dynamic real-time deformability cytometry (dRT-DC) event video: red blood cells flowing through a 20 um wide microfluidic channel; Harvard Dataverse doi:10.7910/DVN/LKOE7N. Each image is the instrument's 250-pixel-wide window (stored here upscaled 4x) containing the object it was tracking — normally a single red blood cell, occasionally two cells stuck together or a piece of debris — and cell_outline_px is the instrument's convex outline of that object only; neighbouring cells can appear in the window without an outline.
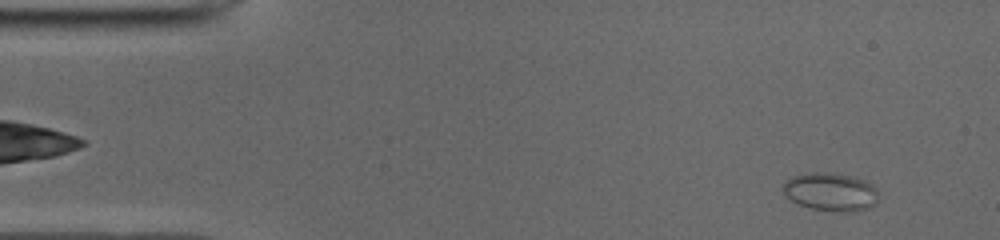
{"species": "common noctule bat (a hibernating species)", "species_latin": "Nyctalus noctula", "temperature_condition": "cold", "stored_images_in_passage": 50, "camera_frame_rate_fps": 3000, "um_per_image_px": 0.085, "animal": {"sex": "male", "body_mass_g": 19.0, "forearm_length_mm": 50.8}, "frame": {"image": 1, "passage_image": 3, "time_ms": 0.667, "image_size_px": [1000, 240], "cell_outline_px": [[876, 204], [868, 208], [856, 212], [840, 212], [812, 208], [800, 204], [792, 200], [784, 192], [784, 180], [792, 176], [812, 172], [828, 172], [856, 176], [864, 180], [876, 188]], "centroid_in_image_um": [70.63, 16.3], "position_along_channel_um": 14.4, "area_um2": 21.21}}
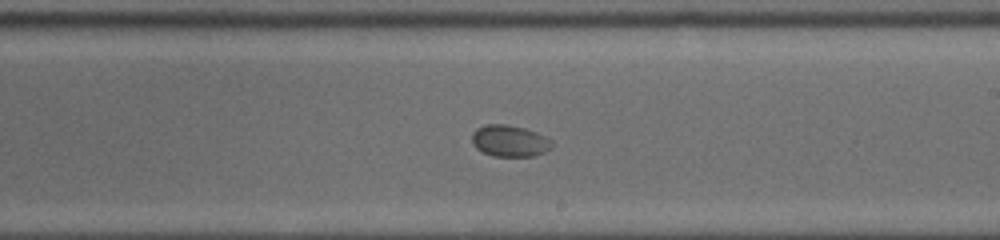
{"frame": {"image": 2, "passage_image": 28, "time_ms": 9.0, "image_size_px": [1000, 240], "cell_outline_px": [[552, 148], [536, 156], [492, 156], [476, 148], [472, 144], [472, 132], [476, 128], [484, 124], [504, 124], [524, 128], [536, 132], [552, 140]], "centroid_in_image_um": [43.31, 11.97], "position_along_channel_um": 245.7, "area_um2": 14.8}}
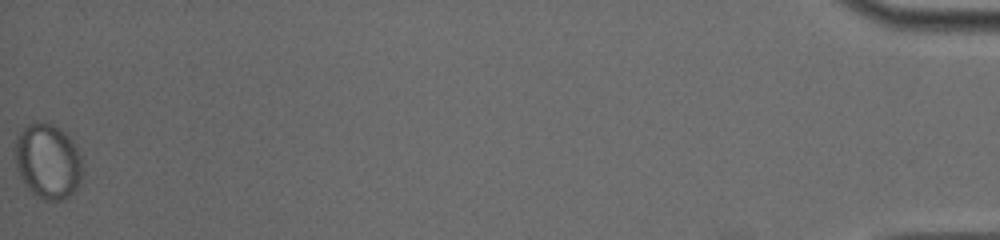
{"frame": {"image": 3, "passage_image": 50, "time_ms": 16.333, "image_size_px": [1000, 240], "cell_outline_px": [[80, 184], [64, 200], [44, 200], [36, 196], [24, 184], [16, 168], [16, 136], [28, 124], [36, 120], [52, 124], [64, 132], [72, 140], [80, 156]], "centroid_in_image_um": [4.04, 13.7], "position_along_channel_um": 431.2, "area_um2": 29.25}, "authors_computed_cell_mechanics": {"area_um2": 16.6464, "velocity_mm_per_s": 3.9207, "shape_relaxation_time_tau1_ms": 7.3892, "shape_relaxation_time_tau2_ms": null, "deformation_change_tau1": 0.1059, "deformation_change_tau2": null}}